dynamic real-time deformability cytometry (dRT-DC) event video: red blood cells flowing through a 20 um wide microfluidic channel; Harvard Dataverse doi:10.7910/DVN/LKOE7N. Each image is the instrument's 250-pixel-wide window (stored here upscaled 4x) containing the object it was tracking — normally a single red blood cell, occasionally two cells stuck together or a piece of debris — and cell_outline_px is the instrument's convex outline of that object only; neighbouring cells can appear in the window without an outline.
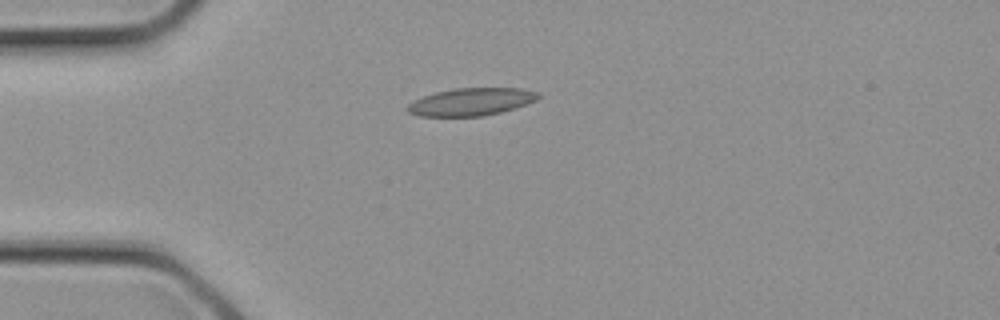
{"species": "common noctule bat (a hibernating species)", "species_latin": "Nyctalus noctula", "temperature_condition": "cold", "stored_images_in_passage": 1, "camera_frame_rate_fps": 3000, "um_per_image_px": 0.085, "animal": {"sex": "female", "body_mass_g": 21.9}, "frame": {"image": 1, "passage_image": 1, "time_ms": 0.0, "image_size_px": [1000, 320], "cell_outline_px": [[540, 96], [536, 100], [500, 112], [484, 116], [420, 116], [408, 112], [404, 108], [412, 100], [436, 92], [452, 88], [520, 88], [540, 92]], "centroid_in_image_um": [40.0, 8.65], "position_along_channel_um": 45.0, "area_um2": 20.98}}